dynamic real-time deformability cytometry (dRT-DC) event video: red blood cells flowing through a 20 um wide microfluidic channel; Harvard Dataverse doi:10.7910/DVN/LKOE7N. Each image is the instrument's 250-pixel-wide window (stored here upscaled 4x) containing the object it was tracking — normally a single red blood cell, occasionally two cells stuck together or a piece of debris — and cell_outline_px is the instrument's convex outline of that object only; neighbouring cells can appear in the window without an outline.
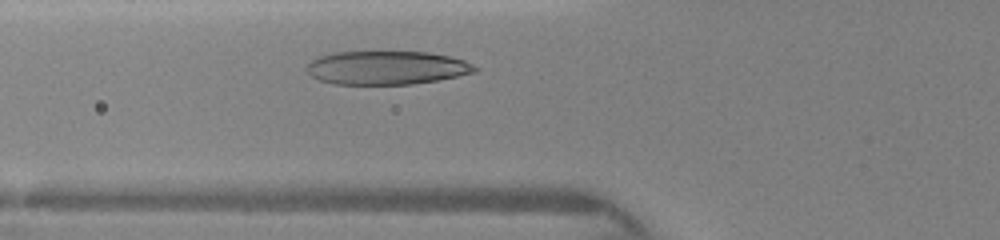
{"species": "human", "species_latin": "Homo sapiens", "temperature_condition": "warm", "stored_images_in_passage": 8, "camera_frame_rate_fps": 3000, "um_per_image_px": 0.085, "donor": {"sex": "female"}, "frame": {"image": 1, "passage_image": 6, "time_ms": 1.667, "image_size_px": [1000, 240], "cell_outline_px": [[480, 68], [476, 72], [436, 80], [412, 84], [336, 84], [320, 80], [312, 76], [308, 72], [308, 64], [312, 60], [320, 56], [332, 52], [428, 52], [448, 56], [464, 60]], "centroid_in_image_um": [32.88, 5.75], "position_along_channel_um": 92.9, "area_um2": 32.66}}